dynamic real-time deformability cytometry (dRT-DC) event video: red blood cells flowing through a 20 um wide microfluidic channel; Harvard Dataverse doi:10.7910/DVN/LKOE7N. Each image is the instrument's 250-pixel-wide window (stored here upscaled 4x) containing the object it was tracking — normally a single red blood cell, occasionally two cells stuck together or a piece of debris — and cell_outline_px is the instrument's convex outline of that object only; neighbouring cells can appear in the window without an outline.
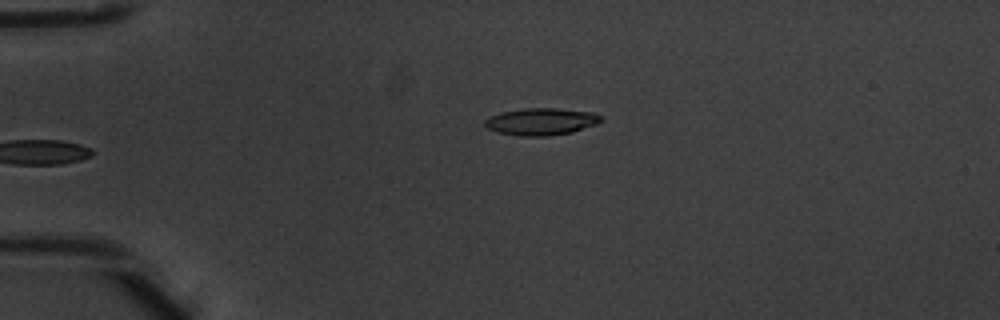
{"species": "common noctule bat (a hibernating species)", "species_latin": "Nyctalus noctula", "temperature_condition": "warm", "stored_images_in_passage": 5, "camera_frame_rate_fps": 3000, "um_per_image_px": 0.085, "animal": {"sex": "male", "body_mass_g": 20.1, "forearm_length_mm": 53.5}, "frame": {"image": 1, "passage_image": 5, "time_ms": 1.333, "image_size_px": [1000, 320], "cell_outline_px": [[604, 120], [596, 124], [572, 132], [548, 136], [520, 136], [496, 132], [488, 128], [484, 124], [484, 120], [488, 116], [500, 112], [524, 108], [556, 108], [592, 112], [604, 116]], "centroid_in_image_um": [46.0, 10.33], "position_along_channel_um": 39.0, "area_um2": 18.55}}